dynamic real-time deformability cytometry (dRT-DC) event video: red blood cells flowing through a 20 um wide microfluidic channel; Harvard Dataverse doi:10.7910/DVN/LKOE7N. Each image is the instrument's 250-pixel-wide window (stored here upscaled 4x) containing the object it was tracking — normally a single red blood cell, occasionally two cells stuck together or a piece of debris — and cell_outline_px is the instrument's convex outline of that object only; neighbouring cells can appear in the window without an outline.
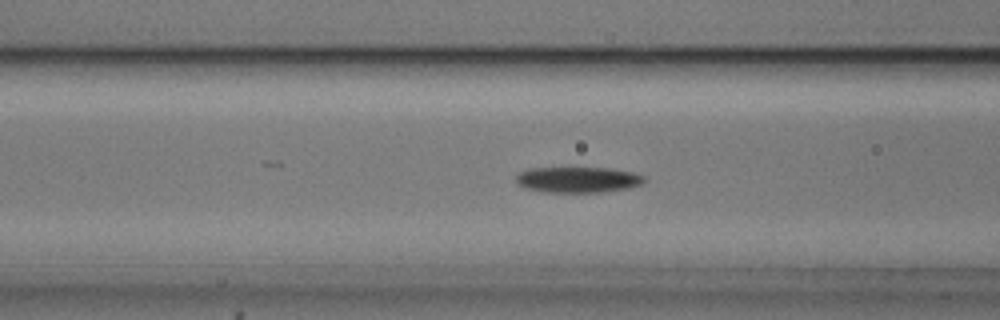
{"species": "common noctule bat (a hibernating species)", "species_latin": "Nyctalus noctula", "temperature_condition": "cold", "stored_images_in_passage": 53, "camera_frame_rate_fps": 3000, "um_per_image_px": 0.085, "animal": {"sex": "male", "body_mass_g": 20.5, "forearm_length_mm": 52.5}, "frame": {"image": 1, "passage_image": 20, "time_ms": 6.333, "image_size_px": [1000, 320], "cell_outline_px": [[648, 180], [644, 184], [628, 188], [600, 192], [544, 192], [524, 188], [516, 184], [516, 176], [520, 172], [528, 168], [612, 168], [632, 172], [644, 176]], "centroid_in_image_um": [49.13, 15.27], "position_along_channel_um": 117.5, "area_um2": 19.48}}
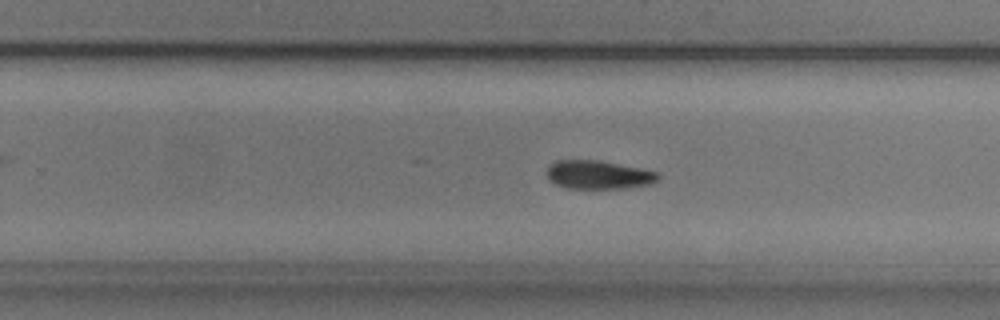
{"frame": {"image": 2, "passage_image": 33, "time_ms": 10.667, "image_size_px": [1000, 320], "cell_outline_px": [[660, 176], [652, 184], [624, 188], [568, 188], [556, 184], [548, 176], [548, 168], [556, 160], [596, 160], [640, 168], [656, 172]], "centroid_in_image_um": [50.89, 14.86], "position_along_channel_um": 278.9, "area_um2": 18.09}}
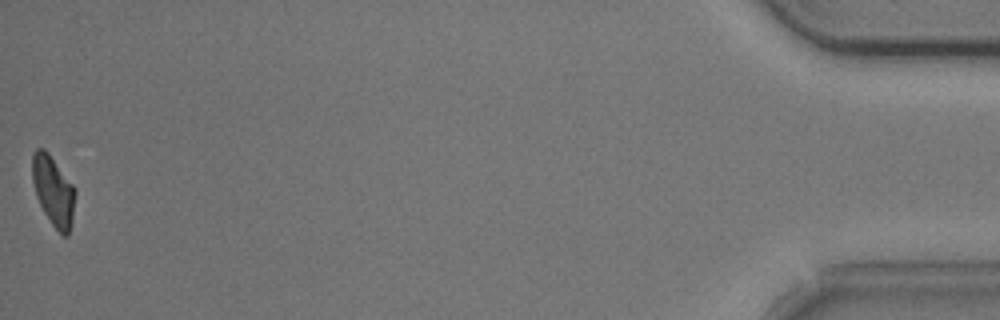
{"frame": {"image": 3, "passage_image": 53, "time_ms": 17.333, "image_size_px": [1000, 320], "cell_outline_px": [[76, 192], [72, 224], [68, 236], [64, 236], [52, 224], [44, 212], [36, 196], [32, 180], [32, 152], [36, 148], [44, 148], [48, 152], [76, 188]], "centroid_in_image_um": [4.54, 16.2], "position_along_channel_um": 430.7, "area_um2": 17.63}, "authors_computed_cell_mechanics": {"area_um2": 18.6116, "velocity_mm_per_s": 3.7324, "shape_relaxation_time_tau1_ms": 2.4611, "shape_relaxation_time_tau2_ms": 10.4941, "deformation_change_tau1": 0.1073, "deformation_change_tau2": 0.1829}}